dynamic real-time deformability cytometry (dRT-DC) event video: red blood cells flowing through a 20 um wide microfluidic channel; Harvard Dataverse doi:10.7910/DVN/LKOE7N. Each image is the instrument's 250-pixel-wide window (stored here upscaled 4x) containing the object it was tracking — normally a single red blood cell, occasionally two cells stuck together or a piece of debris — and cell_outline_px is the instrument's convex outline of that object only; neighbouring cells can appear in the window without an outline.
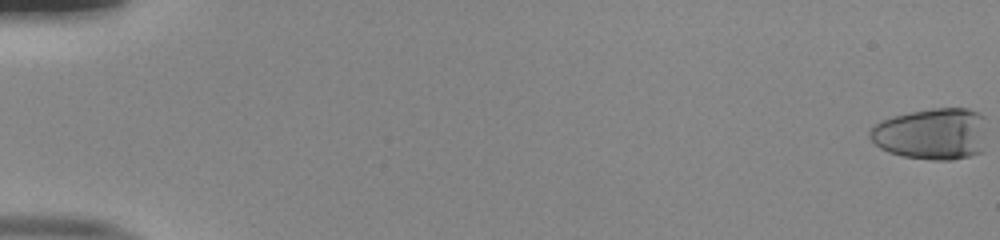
{"species": "human", "species_latin": "Homo sapiens", "temperature_condition": "room temperature", "stored_images_in_passage": 53, "camera_frame_rate_fps": 3000, "um_per_image_px": 0.085, "donor": {"sex": "male"}, "frame": {"image": 1, "passage_image": 1, "time_ms": 0.0, "image_size_px": [1000, 240], "cell_outline_px": [[984, 152], [952, 160], [932, 160], [904, 156], [888, 152], [880, 148], [868, 136], [868, 132], [880, 120], [892, 116], [932, 108], [968, 108], [980, 112], [984, 116]], "centroid_in_image_um": [79.22, 11.38], "position_along_channel_um": 5.8, "area_um2": 35.49}}
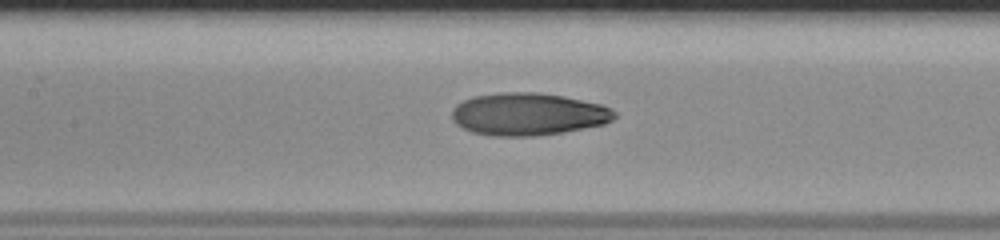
{"frame": {"image": 2, "passage_image": 27, "time_ms": 8.667, "image_size_px": [1000, 240], "cell_outline_px": [[616, 116], [612, 120], [604, 124], [564, 132], [536, 136], [492, 136], [472, 132], [456, 124], [452, 120], [452, 108], [456, 104], [472, 96], [500, 92], [540, 92], [564, 96], [600, 104], [612, 108], [616, 112]], "centroid_in_image_um": [44.88, 9.7], "position_along_channel_um": 162.5, "area_um2": 40.58}}
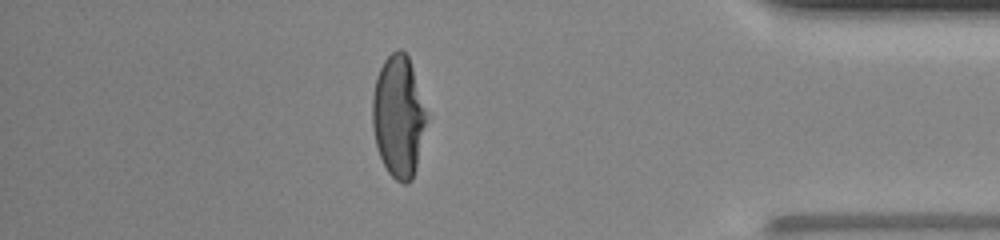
{"frame": {"image": 3, "passage_image": 47, "time_ms": 15.333, "image_size_px": [1000, 240], "cell_outline_px": [[428, 120], [416, 168], [412, 180], [408, 184], [404, 184], [396, 180], [388, 172], [380, 156], [376, 144], [372, 124], [372, 96], [376, 76], [384, 60], [396, 48], [400, 48], [408, 56], [412, 68]], "centroid_in_image_um": [33.86, 9.91], "position_along_channel_um": 401.3, "area_um2": 38.32}, "authors_computed_cell_mechanics": {"area_um2": 38.3214, "velocity_mm_per_s": 4.0391, "shape_relaxation_time_tau1_ms": 6.89, "shape_relaxation_time_tau2_ms": 1.8841, "deformation_change_tau1": 0.2875, "deformation_change_tau2": 0.0543}}